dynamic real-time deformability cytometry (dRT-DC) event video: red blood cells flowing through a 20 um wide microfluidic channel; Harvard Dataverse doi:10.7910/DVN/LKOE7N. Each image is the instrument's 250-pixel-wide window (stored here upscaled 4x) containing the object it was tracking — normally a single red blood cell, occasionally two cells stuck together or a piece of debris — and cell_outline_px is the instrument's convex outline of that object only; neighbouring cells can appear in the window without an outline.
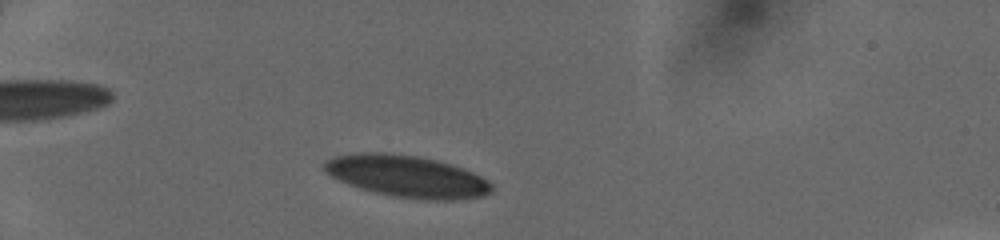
{"species": "human", "species_latin": "Homo sapiens", "temperature_condition": "cold", "stored_images_in_passage": 36, "camera_frame_rate_fps": 3000, "um_per_image_px": 0.085, "donor": {"sex": "female"}, "frame": {"image": 1, "passage_image": 5, "time_ms": 1.333, "image_size_px": [1000, 240], "cell_outline_px": [[492, 192], [484, 196], [456, 200], [420, 200], [392, 196], [360, 188], [348, 184], [324, 172], [324, 160], [332, 156], [356, 152], [392, 152], [416, 156], [436, 160], [452, 164], [464, 168], [480, 176], [492, 184]], "centroid_in_image_um": [34.57, 14.98], "position_along_channel_um": 50.4, "area_um2": 41.21}}
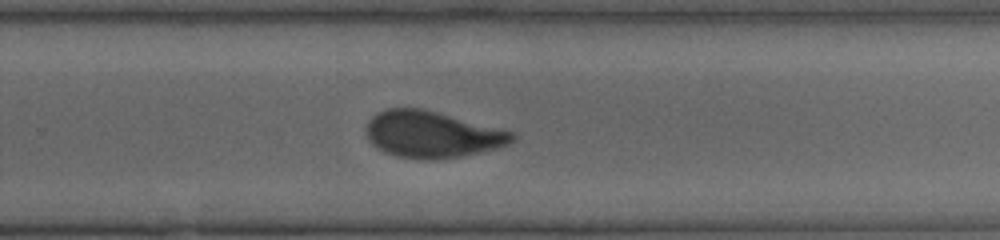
{"frame": {"image": 2, "passage_image": 25, "time_ms": 8.0, "image_size_px": [1000, 240], "cell_outline_px": [[516, 140], [508, 144], [496, 148], [460, 156], [432, 160], [420, 160], [400, 156], [384, 152], [376, 148], [368, 140], [364, 132], [364, 128], [368, 120], [376, 112], [388, 108], [420, 108], [516, 132]], "centroid_in_image_um": [36.68, 11.42], "position_along_channel_um": 293.1, "area_um2": 39.77}}
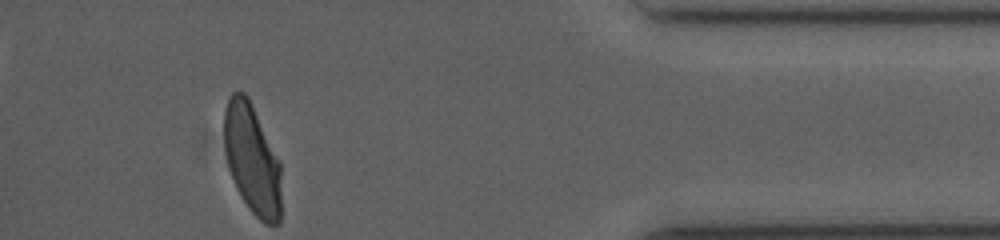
{"frame": {"image": 3, "passage_image": 36, "time_ms": 11.667, "image_size_px": [1000, 240], "cell_outline_px": [[280, 224], [264, 224], [248, 208], [236, 188], [228, 168], [224, 148], [224, 112], [228, 100], [232, 92], [244, 92], [248, 96], [280, 160]], "centroid_in_image_um": [21.42, 13.53], "position_along_channel_um": 413.8, "area_um2": 36.76}}